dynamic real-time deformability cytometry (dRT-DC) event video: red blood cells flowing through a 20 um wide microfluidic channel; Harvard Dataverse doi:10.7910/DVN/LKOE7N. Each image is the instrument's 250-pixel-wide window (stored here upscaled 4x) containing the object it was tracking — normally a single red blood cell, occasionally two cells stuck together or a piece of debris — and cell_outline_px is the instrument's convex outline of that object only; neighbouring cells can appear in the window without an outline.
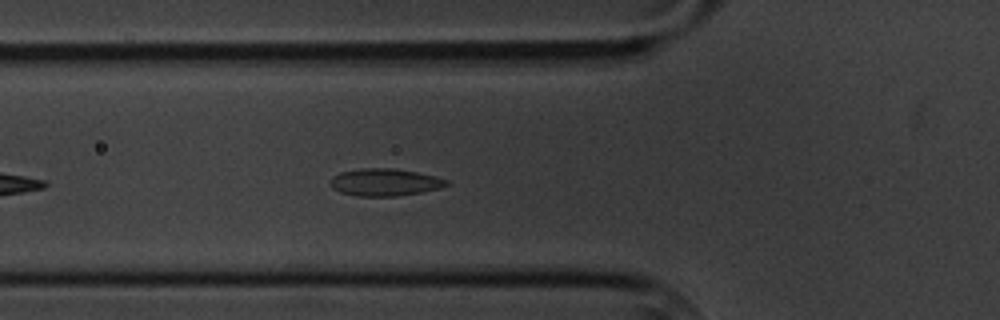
{"species": "common noctule bat (a hibernating species)", "species_latin": "Nyctalus noctula", "temperature_condition": "cold", "stored_images_in_passage": 5, "camera_frame_rate_fps": 3000, "um_per_image_px": 0.085, "animal": {"sex": "male", "body_mass_g": 20.1, "forearm_length_mm": 53.5}, "frame": {"image": 1, "passage_image": 5, "time_ms": 4.667, "image_size_px": [1000, 320], "cell_outline_px": [[448, 184], [440, 188], [420, 192], [396, 196], [356, 196], [340, 192], [332, 188], [332, 176], [340, 172], [360, 168], [392, 168], [416, 172], [436, 176], [448, 180]], "centroid_in_image_um": [32.7, 15.49], "position_along_channel_um": 93.1, "area_um2": 18.38}}